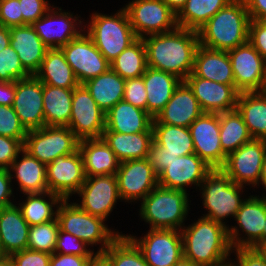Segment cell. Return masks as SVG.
I'll use <instances>...</instances> for the list:
<instances>
[{
	"mask_svg": "<svg viewBox=\"0 0 266 266\" xmlns=\"http://www.w3.org/2000/svg\"><path fill=\"white\" fill-rule=\"evenodd\" d=\"M142 39L148 67L172 73L183 81L193 72L194 56L199 45L197 31L177 27L173 31Z\"/></svg>",
	"mask_w": 266,
	"mask_h": 266,
	"instance_id": "1",
	"label": "cell"
},
{
	"mask_svg": "<svg viewBox=\"0 0 266 266\" xmlns=\"http://www.w3.org/2000/svg\"><path fill=\"white\" fill-rule=\"evenodd\" d=\"M195 222L180 230L183 258L198 266H222L230 262L228 257L233 248L228 227L204 217Z\"/></svg>",
	"mask_w": 266,
	"mask_h": 266,
	"instance_id": "2",
	"label": "cell"
},
{
	"mask_svg": "<svg viewBox=\"0 0 266 266\" xmlns=\"http://www.w3.org/2000/svg\"><path fill=\"white\" fill-rule=\"evenodd\" d=\"M250 21L245 1L232 0L197 31L199 44L228 52L248 42Z\"/></svg>",
	"mask_w": 266,
	"mask_h": 266,
	"instance_id": "3",
	"label": "cell"
},
{
	"mask_svg": "<svg viewBox=\"0 0 266 266\" xmlns=\"http://www.w3.org/2000/svg\"><path fill=\"white\" fill-rule=\"evenodd\" d=\"M188 200L186 191L157 186L141 201V219L150 229L181 230L190 209Z\"/></svg>",
	"mask_w": 266,
	"mask_h": 266,
	"instance_id": "4",
	"label": "cell"
},
{
	"mask_svg": "<svg viewBox=\"0 0 266 266\" xmlns=\"http://www.w3.org/2000/svg\"><path fill=\"white\" fill-rule=\"evenodd\" d=\"M90 20L87 35L109 63L137 39L124 7L113 16L93 13Z\"/></svg>",
	"mask_w": 266,
	"mask_h": 266,
	"instance_id": "5",
	"label": "cell"
},
{
	"mask_svg": "<svg viewBox=\"0 0 266 266\" xmlns=\"http://www.w3.org/2000/svg\"><path fill=\"white\" fill-rule=\"evenodd\" d=\"M242 185L232 180L220 169H212L200 184L203 205L208 213L202 217L214 220L228 227L224 221L226 217L236 216L245 199L241 198ZM242 190V191H241Z\"/></svg>",
	"mask_w": 266,
	"mask_h": 266,
	"instance_id": "6",
	"label": "cell"
},
{
	"mask_svg": "<svg viewBox=\"0 0 266 266\" xmlns=\"http://www.w3.org/2000/svg\"><path fill=\"white\" fill-rule=\"evenodd\" d=\"M57 220L60 230L78 237L88 246L101 243L97 253H103L120 235L118 231L112 232L103 218L87 213L75 203H68V199H63L57 207Z\"/></svg>",
	"mask_w": 266,
	"mask_h": 266,
	"instance_id": "7",
	"label": "cell"
},
{
	"mask_svg": "<svg viewBox=\"0 0 266 266\" xmlns=\"http://www.w3.org/2000/svg\"><path fill=\"white\" fill-rule=\"evenodd\" d=\"M79 139L69 127L44 126L28 131L23 148L45 165L79 149Z\"/></svg>",
	"mask_w": 266,
	"mask_h": 266,
	"instance_id": "8",
	"label": "cell"
},
{
	"mask_svg": "<svg viewBox=\"0 0 266 266\" xmlns=\"http://www.w3.org/2000/svg\"><path fill=\"white\" fill-rule=\"evenodd\" d=\"M124 8L137 38L167 33L178 27L176 13L162 0H133Z\"/></svg>",
	"mask_w": 266,
	"mask_h": 266,
	"instance_id": "9",
	"label": "cell"
},
{
	"mask_svg": "<svg viewBox=\"0 0 266 266\" xmlns=\"http://www.w3.org/2000/svg\"><path fill=\"white\" fill-rule=\"evenodd\" d=\"M249 196L237 211L235 220L243 232L240 237L238 226L228 227V236L232 248H255L266 239V205L261 196Z\"/></svg>",
	"mask_w": 266,
	"mask_h": 266,
	"instance_id": "10",
	"label": "cell"
},
{
	"mask_svg": "<svg viewBox=\"0 0 266 266\" xmlns=\"http://www.w3.org/2000/svg\"><path fill=\"white\" fill-rule=\"evenodd\" d=\"M127 236L140 249L149 266H173L183 258L180 230L150 229L141 239Z\"/></svg>",
	"mask_w": 266,
	"mask_h": 266,
	"instance_id": "11",
	"label": "cell"
},
{
	"mask_svg": "<svg viewBox=\"0 0 266 266\" xmlns=\"http://www.w3.org/2000/svg\"><path fill=\"white\" fill-rule=\"evenodd\" d=\"M266 154V140L252 139L227 155L220 168L236 184L259 185Z\"/></svg>",
	"mask_w": 266,
	"mask_h": 266,
	"instance_id": "12",
	"label": "cell"
},
{
	"mask_svg": "<svg viewBox=\"0 0 266 266\" xmlns=\"http://www.w3.org/2000/svg\"><path fill=\"white\" fill-rule=\"evenodd\" d=\"M234 75L235 88L239 93L260 92L266 79V60L246 42L228 51Z\"/></svg>",
	"mask_w": 266,
	"mask_h": 266,
	"instance_id": "13",
	"label": "cell"
},
{
	"mask_svg": "<svg viewBox=\"0 0 266 266\" xmlns=\"http://www.w3.org/2000/svg\"><path fill=\"white\" fill-rule=\"evenodd\" d=\"M60 49L80 85L110 68V63L86 33H81Z\"/></svg>",
	"mask_w": 266,
	"mask_h": 266,
	"instance_id": "14",
	"label": "cell"
},
{
	"mask_svg": "<svg viewBox=\"0 0 266 266\" xmlns=\"http://www.w3.org/2000/svg\"><path fill=\"white\" fill-rule=\"evenodd\" d=\"M71 109L68 127L79 140L102 138L105 112L83 85L73 89Z\"/></svg>",
	"mask_w": 266,
	"mask_h": 266,
	"instance_id": "15",
	"label": "cell"
},
{
	"mask_svg": "<svg viewBox=\"0 0 266 266\" xmlns=\"http://www.w3.org/2000/svg\"><path fill=\"white\" fill-rule=\"evenodd\" d=\"M77 194L82 197L79 204L75 202L80 209L104 220L121 200L116 174L86 177Z\"/></svg>",
	"mask_w": 266,
	"mask_h": 266,
	"instance_id": "16",
	"label": "cell"
},
{
	"mask_svg": "<svg viewBox=\"0 0 266 266\" xmlns=\"http://www.w3.org/2000/svg\"><path fill=\"white\" fill-rule=\"evenodd\" d=\"M195 154L209 166L221 168L227 158L220 143V113H203L188 127Z\"/></svg>",
	"mask_w": 266,
	"mask_h": 266,
	"instance_id": "17",
	"label": "cell"
},
{
	"mask_svg": "<svg viewBox=\"0 0 266 266\" xmlns=\"http://www.w3.org/2000/svg\"><path fill=\"white\" fill-rule=\"evenodd\" d=\"M116 178L120 198L125 202L141 201L158 186V176L147 158L120 162Z\"/></svg>",
	"mask_w": 266,
	"mask_h": 266,
	"instance_id": "18",
	"label": "cell"
},
{
	"mask_svg": "<svg viewBox=\"0 0 266 266\" xmlns=\"http://www.w3.org/2000/svg\"><path fill=\"white\" fill-rule=\"evenodd\" d=\"M83 158L79 149L69 155L60 156L46 165L48 191L70 199L85 181Z\"/></svg>",
	"mask_w": 266,
	"mask_h": 266,
	"instance_id": "19",
	"label": "cell"
},
{
	"mask_svg": "<svg viewBox=\"0 0 266 266\" xmlns=\"http://www.w3.org/2000/svg\"><path fill=\"white\" fill-rule=\"evenodd\" d=\"M12 107L27 131L45 126L43 83L35 75L15 81Z\"/></svg>",
	"mask_w": 266,
	"mask_h": 266,
	"instance_id": "20",
	"label": "cell"
},
{
	"mask_svg": "<svg viewBox=\"0 0 266 266\" xmlns=\"http://www.w3.org/2000/svg\"><path fill=\"white\" fill-rule=\"evenodd\" d=\"M212 169L195 153L179 156L158 175V186L183 191H186L185 186L192 184L200 187Z\"/></svg>",
	"mask_w": 266,
	"mask_h": 266,
	"instance_id": "21",
	"label": "cell"
},
{
	"mask_svg": "<svg viewBox=\"0 0 266 266\" xmlns=\"http://www.w3.org/2000/svg\"><path fill=\"white\" fill-rule=\"evenodd\" d=\"M56 8L58 7L50 9L32 24L35 32L49 49L61 48L85 30L84 27L83 30L76 28L79 23V25L82 24L78 17H73L70 12H62L61 8Z\"/></svg>",
	"mask_w": 266,
	"mask_h": 266,
	"instance_id": "22",
	"label": "cell"
},
{
	"mask_svg": "<svg viewBox=\"0 0 266 266\" xmlns=\"http://www.w3.org/2000/svg\"><path fill=\"white\" fill-rule=\"evenodd\" d=\"M193 90L204 113H223L236 109L239 92L235 85L217 83L191 73L184 80Z\"/></svg>",
	"mask_w": 266,
	"mask_h": 266,
	"instance_id": "23",
	"label": "cell"
},
{
	"mask_svg": "<svg viewBox=\"0 0 266 266\" xmlns=\"http://www.w3.org/2000/svg\"><path fill=\"white\" fill-rule=\"evenodd\" d=\"M203 113L193 90L182 81L165 107L154 118L153 124L189 127Z\"/></svg>",
	"mask_w": 266,
	"mask_h": 266,
	"instance_id": "24",
	"label": "cell"
},
{
	"mask_svg": "<svg viewBox=\"0 0 266 266\" xmlns=\"http://www.w3.org/2000/svg\"><path fill=\"white\" fill-rule=\"evenodd\" d=\"M10 46L17 52L23 68L35 75L49 49L35 32L32 25L10 28Z\"/></svg>",
	"mask_w": 266,
	"mask_h": 266,
	"instance_id": "25",
	"label": "cell"
},
{
	"mask_svg": "<svg viewBox=\"0 0 266 266\" xmlns=\"http://www.w3.org/2000/svg\"><path fill=\"white\" fill-rule=\"evenodd\" d=\"M196 77L221 84L235 85L231 61L227 51L215 50L198 45L192 72Z\"/></svg>",
	"mask_w": 266,
	"mask_h": 266,
	"instance_id": "26",
	"label": "cell"
},
{
	"mask_svg": "<svg viewBox=\"0 0 266 266\" xmlns=\"http://www.w3.org/2000/svg\"><path fill=\"white\" fill-rule=\"evenodd\" d=\"M153 120L147 111L121 100L105 113L104 131L126 134L153 131Z\"/></svg>",
	"mask_w": 266,
	"mask_h": 266,
	"instance_id": "27",
	"label": "cell"
},
{
	"mask_svg": "<svg viewBox=\"0 0 266 266\" xmlns=\"http://www.w3.org/2000/svg\"><path fill=\"white\" fill-rule=\"evenodd\" d=\"M79 151L86 177L116 174L120 161L102 138L80 140Z\"/></svg>",
	"mask_w": 266,
	"mask_h": 266,
	"instance_id": "28",
	"label": "cell"
},
{
	"mask_svg": "<svg viewBox=\"0 0 266 266\" xmlns=\"http://www.w3.org/2000/svg\"><path fill=\"white\" fill-rule=\"evenodd\" d=\"M142 77L147 92V112L155 118L183 80L172 73L148 66Z\"/></svg>",
	"mask_w": 266,
	"mask_h": 266,
	"instance_id": "29",
	"label": "cell"
},
{
	"mask_svg": "<svg viewBox=\"0 0 266 266\" xmlns=\"http://www.w3.org/2000/svg\"><path fill=\"white\" fill-rule=\"evenodd\" d=\"M29 229V224L16 204L0 210L1 243L8 256L27 249Z\"/></svg>",
	"mask_w": 266,
	"mask_h": 266,
	"instance_id": "30",
	"label": "cell"
},
{
	"mask_svg": "<svg viewBox=\"0 0 266 266\" xmlns=\"http://www.w3.org/2000/svg\"><path fill=\"white\" fill-rule=\"evenodd\" d=\"M8 168L10 176L17 178L20 191L23 194L44 193L48 191L46 181V165L34 158L24 148ZM19 158V160H18ZM14 172L15 176L11 174Z\"/></svg>",
	"mask_w": 266,
	"mask_h": 266,
	"instance_id": "31",
	"label": "cell"
},
{
	"mask_svg": "<svg viewBox=\"0 0 266 266\" xmlns=\"http://www.w3.org/2000/svg\"><path fill=\"white\" fill-rule=\"evenodd\" d=\"M102 139L120 162L147 158L153 142V131L135 134L103 131Z\"/></svg>",
	"mask_w": 266,
	"mask_h": 266,
	"instance_id": "32",
	"label": "cell"
},
{
	"mask_svg": "<svg viewBox=\"0 0 266 266\" xmlns=\"http://www.w3.org/2000/svg\"><path fill=\"white\" fill-rule=\"evenodd\" d=\"M35 76L46 85L74 89L80 85L60 48L48 49Z\"/></svg>",
	"mask_w": 266,
	"mask_h": 266,
	"instance_id": "33",
	"label": "cell"
},
{
	"mask_svg": "<svg viewBox=\"0 0 266 266\" xmlns=\"http://www.w3.org/2000/svg\"><path fill=\"white\" fill-rule=\"evenodd\" d=\"M82 85L105 113L123 100L125 79L111 68Z\"/></svg>",
	"mask_w": 266,
	"mask_h": 266,
	"instance_id": "34",
	"label": "cell"
},
{
	"mask_svg": "<svg viewBox=\"0 0 266 266\" xmlns=\"http://www.w3.org/2000/svg\"><path fill=\"white\" fill-rule=\"evenodd\" d=\"M236 109L252 138L266 140V95L262 91L239 93Z\"/></svg>",
	"mask_w": 266,
	"mask_h": 266,
	"instance_id": "35",
	"label": "cell"
},
{
	"mask_svg": "<svg viewBox=\"0 0 266 266\" xmlns=\"http://www.w3.org/2000/svg\"><path fill=\"white\" fill-rule=\"evenodd\" d=\"M153 144L162 154L185 156L195 153L188 127L152 124Z\"/></svg>",
	"mask_w": 266,
	"mask_h": 266,
	"instance_id": "36",
	"label": "cell"
},
{
	"mask_svg": "<svg viewBox=\"0 0 266 266\" xmlns=\"http://www.w3.org/2000/svg\"><path fill=\"white\" fill-rule=\"evenodd\" d=\"M73 89L43 84L45 126L68 127L71 117Z\"/></svg>",
	"mask_w": 266,
	"mask_h": 266,
	"instance_id": "37",
	"label": "cell"
},
{
	"mask_svg": "<svg viewBox=\"0 0 266 266\" xmlns=\"http://www.w3.org/2000/svg\"><path fill=\"white\" fill-rule=\"evenodd\" d=\"M24 195H27L26 200L19 203L18 207L29 226L39 225L57 218V209L54 211L53 207L56 205L57 208L58 204L63 201L60 195L49 191ZM46 196L49 197V202L47 198L45 199Z\"/></svg>",
	"mask_w": 266,
	"mask_h": 266,
	"instance_id": "38",
	"label": "cell"
},
{
	"mask_svg": "<svg viewBox=\"0 0 266 266\" xmlns=\"http://www.w3.org/2000/svg\"><path fill=\"white\" fill-rule=\"evenodd\" d=\"M232 0H187L176 14L178 27L198 31L211 17Z\"/></svg>",
	"mask_w": 266,
	"mask_h": 266,
	"instance_id": "39",
	"label": "cell"
},
{
	"mask_svg": "<svg viewBox=\"0 0 266 266\" xmlns=\"http://www.w3.org/2000/svg\"><path fill=\"white\" fill-rule=\"evenodd\" d=\"M219 135L222 150L226 155L253 139L237 109L220 113Z\"/></svg>",
	"mask_w": 266,
	"mask_h": 266,
	"instance_id": "40",
	"label": "cell"
},
{
	"mask_svg": "<svg viewBox=\"0 0 266 266\" xmlns=\"http://www.w3.org/2000/svg\"><path fill=\"white\" fill-rule=\"evenodd\" d=\"M110 68L123 79L139 78L147 68L146 47L142 38H137L111 63Z\"/></svg>",
	"mask_w": 266,
	"mask_h": 266,
	"instance_id": "41",
	"label": "cell"
},
{
	"mask_svg": "<svg viewBox=\"0 0 266 266\" xmlns=\"http://www.w3.org/2000/svg\"><path fill=\"white\" fill-rule=\"evenodd\" d=\"M113 266H149L136 244L120 234L103 252Z\"/></svg>",
	"mask_w": 266,
	"mask_h": 266,
	"instance_id": "42",
	"label": "cell"
},
{
	"mask_svg": "<svg viewBox=\"0 0 266 266\" xmlns=\"http://www.w3.org/2000/svg\"><path fill=\"white\" fill-rule=\"evenodd\" d=\"M60 230L57 218L46 223L30 226L27 249L53 254Z\"/></svg>",
	"mask_w": 266,
	"mask_h": 266,
	"instance_id": "43",
	"label": "cell"
},
{
	"mask_svg": "<svg viewBox=\"0 0 266 266\" xmlns=\"http://www.w3.org/2000/svg\"><path fill=\"white\" fill-rule=\"evenodd\" d=\"M29 76L17 52L10 45L0 52V81L13 82Z\"/></svg>",
	"mask_w": 266,
	"mask_h": 266,
	"instance_id": "44",
	"label": "cell"
},
{
	"mask_svg": "<svg viewBox=\"0 0 266 266\" xmlns=\"http://www.w3.org/2000/svg\"><path fill=\"white\" fill-rule=\"evenodd\" d=\"M27 133L13 107L0 105V135L19 139L24 144Z\"/></svg>",
	"mask_w": 266,
	"mask_h": 266,
	"instance_id": "45",
	"label": "cell"
},
{
	"mask_svg": "<svg viewBox=\"0 0 266 266\" xmlns=\"http://www.w3.org/2000/svg\"><path fill=\"white\" fill-rule=\"evenodd\" d=\"M87 246L88 245L81 241L78 237L68 232L59 230L54 253L93 256L94 252L90 249L88 250L86 248Z\"/></svg>",
	"mask_w": 266,
	"mask_h": 266,
	"instance_id": "46",
	"label": "cell"
},
{
	"mask_svg": "<svg viewBox=\"0 0 266 266\" xmlns=\"http://www.w3.org/2000/svg\"><path fill=\"white\" fill-rule=\"evenodd\" d=\"M123 100L147 111V92L143 77L125 80Z\"/></svg>",
	"mask_w": 266,
	"mask_h": 266,
	"instance_id": "47",
	"label": "cell"
},
{
	"mask_svg": "<svg viewBox=\"0 0 266 266\" xmlns=\"http://www.w3.org/2000/svg\"><path fill=\"white\" fill-rule=\"evenodd\" d=\"M0 24L7 28L23 25L19 0H0Z\"/></svg>",
	"mask_w": 266,
	"mask_h": 266,
	"instance_id": "48",
	"label": "cell"
},
{
	"mask_svg": "<svg viewBox=\"0 0 266 266\" xmlns=\"http://www.w3.org/2000/svg\"><path fill=\"white\" fill-rule=\"evenodd\" d=\"M15 266H49L51 254L24 249L9 256Z\"/></svg>",
	"mask_w": 266,
	"mask_h": 266,
	"instance_id": "49",
	"label": "cell"
},
{
	"mask_svg": "<svg viewBox=\"0 0 266 266\" xmlns=\"http://www.w3.org/2000/svg\"><path fill=\"white\" fill-rule=\"evenodd\" d=\"M48 2V0H19L23 25H32L46 14L51 9Z\"/></svg>",
	"mask_w": 266,
	"mask_h": 266,
	"instance_id": "50",
	"label": "cell"
},
{
	"mask_svg": "<svg viewBox=\"0 0 266 266\" xmlns=\"http://www.w3.org/2000/svg\"><path fill=\"white\" fill-rule=\"evenodd\" d=\"M22 149L23 143L19 139L0 135V169H8Z\"/></svg>",
	"mask_w": 266,
	"mask_h": 266,
	"instance_id": "51",
	"label": "cell"
},
{
	"mask_svg": "<svg viewBox=\"0 0 266 266\" xmlns=\"http://www.w3.org/2000/svg\"><path fill=\"white\" fill-rule=\"evenodd\" d=\"M248 42L266 60V26H264L260 21H250Z\"/></svg>",
	"mask_w": 266,
	"mask_h": 266,
	"instance_id": "52",
	"label": "cell"
},
{
	"mask_svg": "<svg viewBox=\"0 0 266 266\" xmlns=\"http://www.w3.org/2000/svg\"><path fill=\"white\" fill-rule=\"evenodd\" d=\"M238 263H232L233 266H266L264 256L257 250V248H236Z\"/></svg>",
	"mask_w": 266,
	"mask_h": 266,
	"instance_id": "53",
	"label": "cell"
},
{
	"mask_svg": "<svg viewBox=\"0 0 266 266\" xmlns=\"http://www.w3.org/2000/svg\"><path fill=\"white\" fill-rule=\"evenodd\" d=\"M179 155L162 154V152L152 143L148 151L147 160L153 167L157 176L167 168V164L175 160Z\"/></svg>",
	"mask_w": 266,
	"mask_h": 266,
	"instance_id": "54",
	"label": "cell"
},
{
	"mask_svg": "<svg viewBox=\"0 0 266 266\" xmlns=\"http://www.w3.org/2000/svg\"><path fill=\"white\" fill-rule=\"evenodd\" d=\"M91 257L53 253L49 266H87Z\"/></svg>",
	"mask_w": 266,
	"mask_h": 266,
	"instance_id": "55",
	"label": "cell"
},
{
	"mask_svg": "<svg viewBox=\"0 0 266 266\" xmlns=\"http://www.w3.org/2000/svg\"><path fill=\"white\" fill-rule=\"evenodd\" d=\"M12 178L8 169H0V210L13 204L10 200L13 194Z\"/></svg>",
	"mask_w": 266,
	"mask_h": 266,
	"instance_id": "56",
	"label": "cell"
},
{
	"mask_svg": "<svg viewBox=\"0 0 266 266\" xmlns=\"http://www.w3.org/2000/svg\"><path fill=\"white\" fill-rule=\"evenodd\" d=\"M251 20L266 18V0H244Z\"/></svg>",
	"mask_w": 266,
	"mask_h": 266,
	"instance_id": "57",
	"label": "cell"
},
{
	"mask_svg": "<svg viewBox=\"0 0 266 266\" xmlns=\"http://www.w3.org/2000/svg\"><path fill=\"white\" fill-rule=\"evenodd\" d=\"M15 98V81H0V105L12 106Z\"/></svg>",
	"mask_w": 266,
	"mask_h": 266,
	"instance_id": "58",
	"label": "cell"
},
{
	"mask_svg": "<svg viewBox=\"0 0 266 266\" xmlns=\"http://www.w3.org/2000/svg\"><path fill=\"white\" fill-rule=\"evenodd\" d=\"M87 266H113L110 260L103 253H95Z\"/></svg>",
	"mask_w": 266,
	"mask_h": 266,
	"instance_id": "59",
	"label": "cell"
},
{
	"mask_svg": "<svg viewBox=\"0 0 266 266\" xmlns=\"http://www.w3.org/2000/svg\"><path fill=\"white\" fill-rule=\"evenodd\" d=\"M10 28L0 24V52L10 45Z\"/></svg>",
	"mask_w": 266,
	"mask_h": 266,
	"instance_id": "60",
	"label": "cell"
},
{
	"mask_svg": "<svg viewBox=\"0 0 266 266\" xmlns=\"http://www.w3.org/2000/svg\"><path fill=\"white\" fill-rule=\"evenodd\" d=\"M166 5H168L176 14L185 5L187 0H162Z\"/></svg>",
	"mask_w": 266,
	"mask_h": 266,
	"instance_id": "61",
	"label": "cell"
},
{
	"mask_svg": "<svg viewBox=\"0 0 266 266\" xmlns=\"http://www.w3.org/2000/svg\"><path fill=\"white\" fill-rule=\"evenodd\" d=\"M260 184H262L266 190V154L264 156L263 164H262V170H261V176H260Z\"/></svg>",
	"mask_w": 266,
	"mask_h": 266,
	"instance_id": "62",
	"label": "cell"
},
{
	"mask_svg": "<svg viewBox=\"0 0 266 266\" xmlns=\"http://www.w3.org/2000/svg\"><path fill=\"white\" fill-rule=\"evenodd\" d=\"M173 266H198V265L194 264L190 260H187L185 258H182L179 262H177Z\"/></svg>",
	"mask_w": 266,
	"mask_h": 266,
	"instance_id": "63",
	"label": "cell"
},
{
	"mask_svg": "<svg viewBox=\"0 0 266 266\" xmlns=\"http://www.w3.org/2000/svg\"><path fill=\"white\" fill-rule=\"evenodd\" d=\"M256 248L264 256L266 260V239L262 241Z\"/></svg>",
	"mask_w": 266,
	"mask_h": 266,
	"instance_id": "64",
	"label": "cell"
},
{
	"mask_svg": "<svg viewBox=\"0 0 266 266\" xmlns=\"http://www.w3.org/2000/svg\"><path fill=\"white\" fill-rule=\"evenodd\" d=\"M0 266H15L11 259L8 257L6 259L0 260Z\"/></svg>",
	"mask_w": 266,
	"mask_h": 266,
	"instance_id": "65",
	"label": "cell"
},
{
	"mask_svg": "<svg viewBox=\"0 0 266 266\" xmlns=\"http://www.w3.org/2000/svg\"><path fill=\"white\" fill-rule=\"evenodd\" d=\"M9 256L4 252L2 243H1V237H0V260L6 259Z\"/></svg>",
	"mask_w": 266,
	"mask_h": 266,
	"instance_id": "66",
	"label": "cell"
},
{
	"mask_svg": "<svg viewBox=\"0 0 266 266\" xmlns=\"http://www.w3.org/2000/svg\"><path fill=\"white\" fill-rule=\"evenodd\" d=\"M260 22H261L264 26H266V18L261 19Z\"/></svg>",
	"mask_w": 266,
	"mask_h": 266,
	"instance_id": "67",
	"label": "cell"
},
{
	"mask_svg": "<svg viewBox=\"0 0 266 266\" xmlns=\"http://www.w3.org/2000/svg\"><path fill=\"white\" fill-rule=\"evenodd\" d=\"M262 92L266 95V79H265V84H264Z\"/></svg>",
	"mask_w": 266,
	"mask_h": 266,
	"instance_id": "68",
	"label": "cell"
},
{
	"mask_svg": "<svg viewBox=\"0 0 266 266\" xmlns=\"http://www.w3.org/2000/svg\"><path fill=\"white\" fill-rule=\"evenodd\" d=\"M222 266H233L232 262H228L226 263L225 265H222Z\"/></svg>",
	"mask_w": 266,
	"mask_h": 266,
	"instance_id": "69",
	"label": "cell"
},
{
	"mask_svg": "<svg viewBox=\"0 0 266 266\" xmlns=\"http://www.w3.org/2000/svg\"><path fill=\"white\" fill-rule=\"evenodd\" d=\"M266 191V190H265ZM262 198V200L264 201V203H265V205H266V197L265 196H263V197H261Z\"/></svg>",
	"mask_w": 266,
	"mask_h": 266,
	"instance_id": "70",
	"label": "cell"
}]
</instances>
